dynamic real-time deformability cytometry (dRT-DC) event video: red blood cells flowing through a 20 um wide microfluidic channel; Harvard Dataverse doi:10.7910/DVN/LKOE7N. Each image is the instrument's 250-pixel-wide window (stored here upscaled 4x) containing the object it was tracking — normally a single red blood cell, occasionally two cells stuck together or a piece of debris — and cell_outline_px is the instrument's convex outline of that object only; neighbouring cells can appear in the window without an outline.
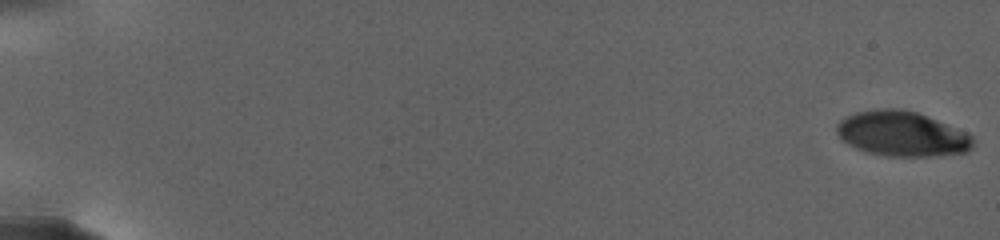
{"species": "human", "species_latin": "Homo sapiens", "temperature_condition": "warm", "stored_images_in_passage": 68, "camera_frame_rate_fps": 3000, "um_per_image_px": 0.085, "donor": {"sex": "female"}, "frame": {"image": 1, "passage_image": 1, "time_ms": 0.0, "image_size_px": [1000, 240], "cell_outline_px": [[976, 140], [972, 148], [968, 152], [936, 156], [884, 156], [864, 152], [848, 144], [836, 132], [836, 124], [840, 120], [856, 112], [884, 108], [892, 108], [916, 112], [968, 132]], "centroid_in_image_um": [76.7, 11.39], "position_along_channel_um": 8.3, "area_um2": 35.84}}
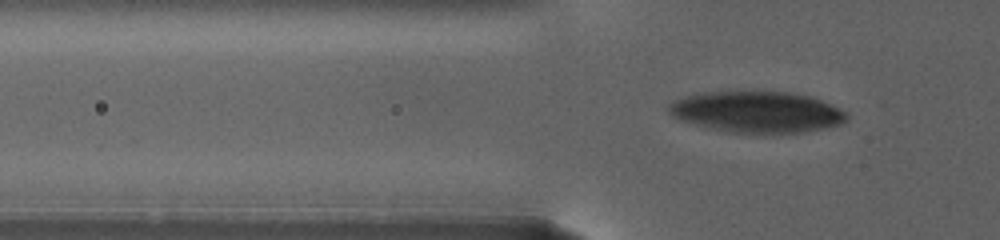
{"frame": {"image": 2, "passage_image": 54, "time_ms": 9.667, "image_size_px": [1000, 240], "cell_outline_px": [[848, 120], [840, 124], [824, 128], [804, 132], [764, 136], [728, 132], [704, 128], [680, 120], [672, 116], [668, 112], [668, 104], [672, 100], [684, 96], [700, 92], [788, 92], [808, 96], [820, 100], [840, 108], [848, 112]], "centroid_in_image_um": [64.31, 9.56], "position_along_channel_um": 61.5, "area_um2": 43.87}}
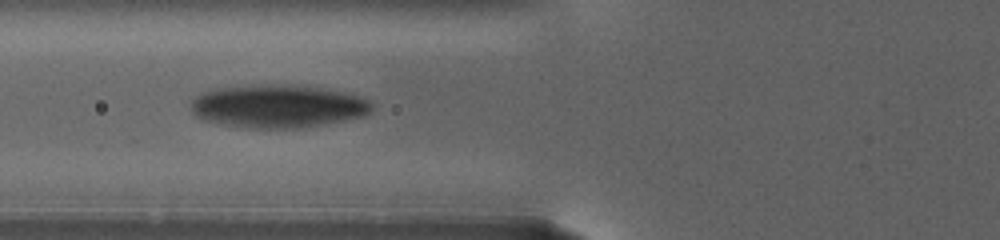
{"frame": {"image": 3, "passage_image": 67, "time_ms": 11.667, "image_size_px": [1000, 240], "cell_outline_px": [[372, 108], [368, 116], [324, 124], [300, 128], [244, 128], [220, 124], [204, 120], [196, 116], [192, 112], [192, 100], [200, 92], [216, 88], [252, 84], [296, 84], [324, 88], [356, 96], [368, 100], [372, 104]], "centroid_in_image_um": [23.6, 9.02], "position_along_channel_um": 102.2, "area_um2": 45.95}}